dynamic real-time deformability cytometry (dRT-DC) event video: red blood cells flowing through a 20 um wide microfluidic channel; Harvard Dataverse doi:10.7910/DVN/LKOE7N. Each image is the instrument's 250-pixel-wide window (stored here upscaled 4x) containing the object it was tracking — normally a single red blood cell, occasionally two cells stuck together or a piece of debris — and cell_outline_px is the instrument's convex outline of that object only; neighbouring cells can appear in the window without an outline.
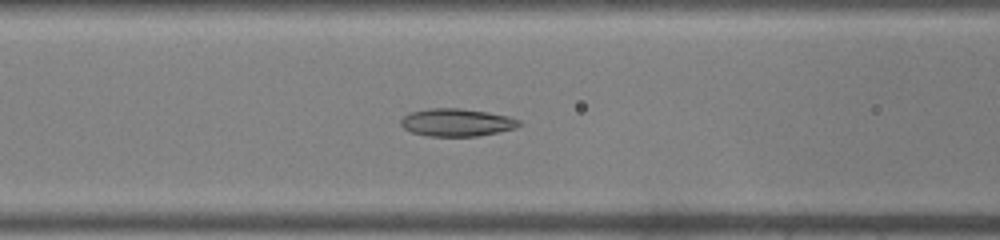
{"species": "common noctule bat (a hibernating species)", "species_latin": "Nyctalus noctula", "temperature_condition": "warm", "stored_images_in_passage": 44, "camera_frame_rate_fps": 3000, "um_per_image_px": 0.085, "animal": {"sex": "male", "body_mass_g": 19.0, "forearm_length_mm": 50.8}, "frame": {"image": 1, "passage_image": 19, "time_ms": 6.0, "image_size_px": [1000, 240], "cell_outline_px": [[520, 124], [516, 128], [476, 136], [428, 136], [412, 132], [404, 128], [400, 124], [400, 120], [408, 112], [428, 108], [460, 108], [488, 112], [508, 116], [520, 120]], "centroid_in_image_um": [38.79, 10.39], "position_along_channel_um": 127.8, "area_um2": 19.07}}
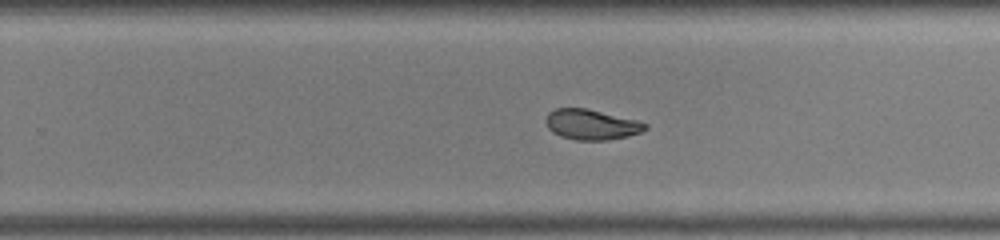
{"frame": {"image": 2, "passage_image": 29, "time_ms": 9.333, "image_size_px": [1000, 240], "cell_outline_px": [[648, 128], [640, 132], [628, 136], [608, 140], [576, 140], [560, 136], [552, 132], [548, 128], [544, 120], [548, 112], [556, 108], [588, 108], [636, 120], [648, 124]], "centroid_in_image_um": [50.24, 10.58], "position_along_channel_um": 279.6, "area_um2": 17.69}}
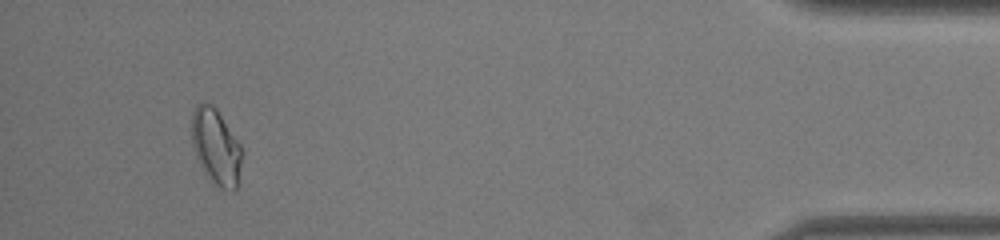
{"frame": {"image": 3, "passage_image": 42, "time_ms": 13.667, "image_size_px": [1000, 240], "cell_outline_px": [[240, 184], [232, 192], [212, 184], [200, 164], [196, 156], [192, 144], [192, 112], [196, 104], [212, 104], [216, 108], [240, 144]], "centroid_in_image_um": [18.36, 12.52], "position_along_channel_um": 416.8, "area_um2": 22.02}}